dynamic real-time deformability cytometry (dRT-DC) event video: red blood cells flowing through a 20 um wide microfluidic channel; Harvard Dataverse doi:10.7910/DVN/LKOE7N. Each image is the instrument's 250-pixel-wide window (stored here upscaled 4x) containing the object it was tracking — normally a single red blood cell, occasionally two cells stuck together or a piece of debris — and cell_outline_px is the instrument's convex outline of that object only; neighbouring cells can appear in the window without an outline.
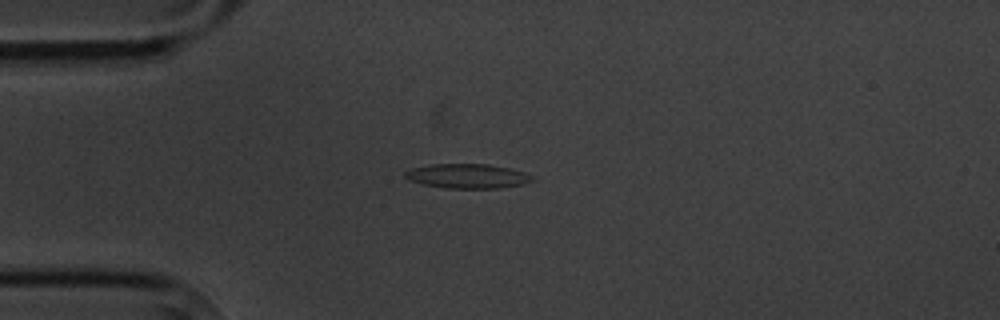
{"species": "common noctule bat (a hibernating species)", "species_latin": "Nyctalus noctula", "temperature_condition": "cold", "stored_images_in_passage": 6, "camera_frame_rate_fps": 3000, "um_per_image_px": 0.085, "animal": {"sex": "male", "body_mass_g": 20.1, "forearm_length_mm": 53.5}, "frame": {"image": 1, "passage_image": 4, "time_ms": 3.333, "image_size_px": [1000, 320], "cell_outline_px": [[536, 180], [524, 184], [500, 188], [444, 188], [424, 184], [408, 180], [404, 176], [404, 172], [412, 168], [432, 164], [488, 164], [508, 168], [524, 172], [536, 176]], "centroid_in_image_um": [39.78, 14.97], "position_along_channel_um": 45.2, "area_um2": 18.26}}
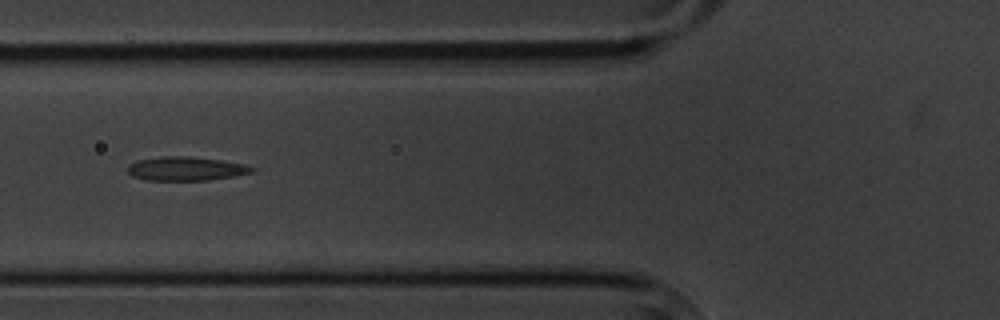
{"frame": {"image": 2, "passage_image": 6, "time_ms": 5.667, "image_size_px": [1000, 320], "cell_outline_px": [[256, 168], [252, 172], [232, 176], [208, 180], [144, 180], [132, 176], [128, 172], [128, 164], [140, 160], [160, 156], [188, 156], [220, 160], [244, 164]], "centroid_in_image_um": [15.77, 14.33], "position_along_channel_um": 110.0, "area_um2": 17.17}}